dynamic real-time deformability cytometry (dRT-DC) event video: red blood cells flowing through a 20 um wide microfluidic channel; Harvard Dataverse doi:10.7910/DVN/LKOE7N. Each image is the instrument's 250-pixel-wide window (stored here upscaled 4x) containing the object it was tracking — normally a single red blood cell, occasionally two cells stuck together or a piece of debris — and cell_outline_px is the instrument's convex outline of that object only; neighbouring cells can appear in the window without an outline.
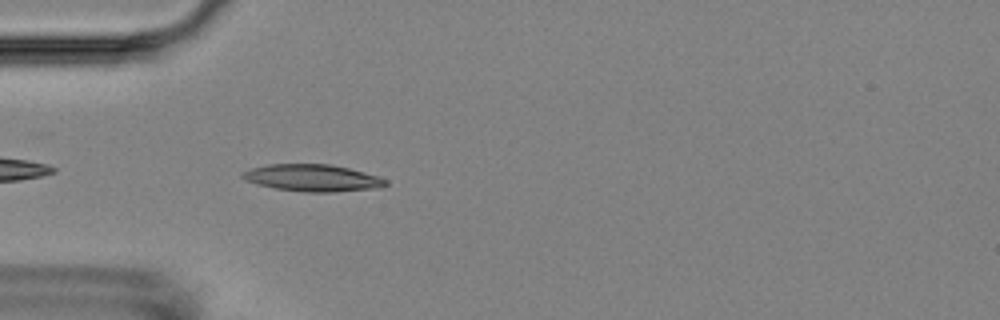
{"species": "Egyptian fruit bat (a non-hibernating species)", "species_latin": "Rousettus aegyptiacus", "temperature_condition": "room temperature", "stored_images_in_passage": 4, "camera_frame_rate_fps": 3000, "um_per_image_px": 0.085, "animal": {"sex": "female"}, "frame": {"image": 1, "passage_image": 4, "time_ms": 4.333, "image_size_px": [1000, 320], "cell_outline_px": [[388, 184], [380, 188], [332, 192], [304, 192], [276, 188], [256, 184], [244, 180], [240, 176], [240, 172], [252, 168], [268, 164], [332, 164], [364, 172], [388, 180]], "centroid_in_image_um": [26.54, 15.12], "position_along_channel_um": 58.5, "area_um2": 22.6}}